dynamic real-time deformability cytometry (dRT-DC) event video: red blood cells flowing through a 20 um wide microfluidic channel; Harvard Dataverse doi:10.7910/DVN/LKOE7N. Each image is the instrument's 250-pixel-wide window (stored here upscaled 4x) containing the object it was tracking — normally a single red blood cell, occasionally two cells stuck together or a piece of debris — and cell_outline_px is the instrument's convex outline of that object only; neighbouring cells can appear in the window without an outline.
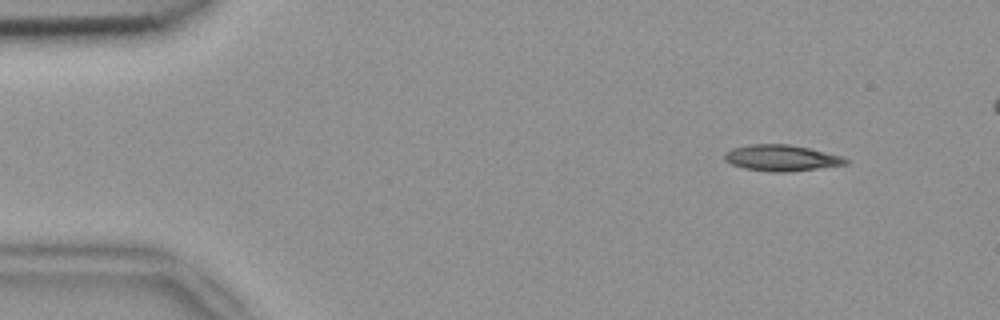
{"species": "common noctule bat (a hibernating species)", "species_latin": "Nyctalus noctula", "temperature_condition": "room temperature", "stored_images_in_passage": 5, "camera_frame_rate_fps": 3000, "um_per_image_px": 0.085, "animal": {"sex": "female", "body_mass_g": 18.4}, "frame": {"image": 1, "passage_image": 1, "time_ms": 0.0, "image_size_px": [1000, 320], "cell_outline_px": [[848, 164], [788, 172], [772, 172], [744, 168], [732, 164], [724, 160], [724, 152], [732, 148], [748, 144], [788, 144], [808, 148], [844, 156], [848, 160]], "centroid_in_image_um": [66.41, 13.42], "position_along_channel_um": 18.6, "area_um2": 18.5}}